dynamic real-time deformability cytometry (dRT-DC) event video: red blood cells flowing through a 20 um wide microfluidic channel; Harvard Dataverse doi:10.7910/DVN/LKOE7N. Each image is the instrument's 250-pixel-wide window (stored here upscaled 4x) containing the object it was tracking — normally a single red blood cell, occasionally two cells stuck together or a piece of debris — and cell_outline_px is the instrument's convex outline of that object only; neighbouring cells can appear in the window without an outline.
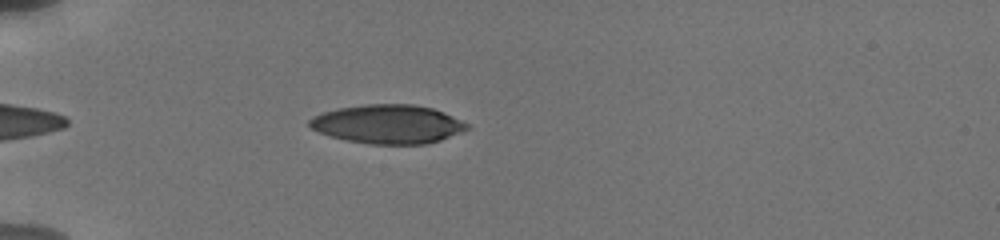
{"species": "human", "species_latin": "Homo sapiens", "temperature_condition": "cold", "stored_images_in_passage": 49, "camera_frame_rate_fps": 3000, "um_per_image_px": 0.085, "donor": {"sex": "male"}, "frame": {"image": 1, "passage_image": 7, "time_ms": 1.667, "image_size_px": [1000, 240], "cell_outline_px": [[468, 128], [440, 140], [424, 144], [372, 144], [348, 140], [332, 136], [320, 132], [312, 128], [308, 124], [308, 120], [312, 116], [320, 112], [336, 108], [364, 104], [412, 104], [432, 108], [444, 112], [468, 124]], "centroid_in_image_um": [32.92, 10.53], "position_along_channel_um": 52.1, "area_um2": 35.43}}
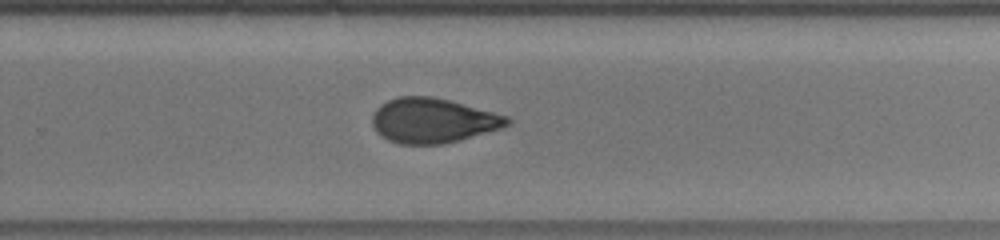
{"frame": {"image": 2, "passage_image": 32, "time_ms": 8.667, "image_size_px": [1000, 240], "cell_outline_px": [[512, 120], [508, 124], [500, 128], [444, 144], [400, 144], [388, 140], [380, 136], [376, 132], [372, 124], [372, 116], [376, 108], [380, 104], [388, 100], [400, 96], [432, 96], [448, 100], [508, 116]], "centroid_in_image_um": [36.74, 10.24], "position_along_channel_um": 293.1, "area_um2": 35.03}}
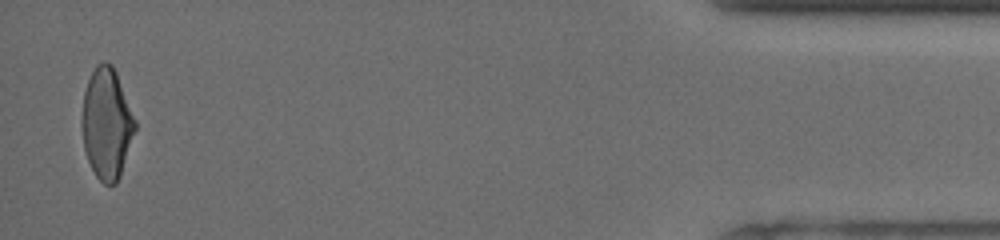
{"frame": {"image": 3, "passage_image": 49, "time_ms": 14.0, "image_size_px": [1000, 240], "cell_outline_px": [[136, 128], [120, 176], [116, 184], [104, 184], [96, 176], [88, 160], [84, 148], [84, 92], [88, 80], [96, 64], [104, 60], [112, 64], [116, 72], [136, 120]], "centroid_in_image_um": [9.1, 10.49], "position_along_channel_um": 426.1, "area_um2": 33.64}, "authors_computed_cell_mechanics": {"area_um2": 35.7204, "velocity_mm_per_s": 3.7993, "shape_relaxation_time_tau1_ms": 6.3847, "shape_relaxation_time_tau2_ms": 2.7821, "deformation_change_tau1": 0.1642, "deformation_change_tau2": 0.0935}}